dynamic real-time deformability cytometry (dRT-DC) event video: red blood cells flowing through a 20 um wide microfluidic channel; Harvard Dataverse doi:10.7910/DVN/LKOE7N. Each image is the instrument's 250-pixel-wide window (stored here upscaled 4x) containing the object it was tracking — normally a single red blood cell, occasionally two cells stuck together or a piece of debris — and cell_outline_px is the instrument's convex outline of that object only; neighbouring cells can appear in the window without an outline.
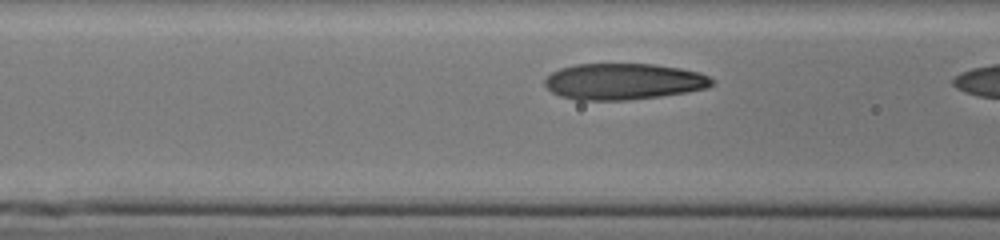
{"species": "human", "species_latin": "Homo sapiens", "temperature_condition": "cold", "stored_images_in_passage": 8, "camera_frame_rate_fps": 3000, "um_per_image_px": 0.085, "donor": {"sex": "male"}, "frame": {"image": 1, "passage_image": 7, "time_ms": 2.0, "image_size_px": [1000, 240], "cell_outline_px": [[716, 80], [708, 88], [688, 92], [660, 96], [628, 100], [576, 100], [560, 96], [552, 92], [544, 84], [544, 80], [552, 72], [560, 68], [576, 64], [652, 64], [680, 68], [700, 72]], "centroid_in_image_um": [53.02, 6.93], "position_along_channel_um": 113.6, "area_um2": 35.49}}